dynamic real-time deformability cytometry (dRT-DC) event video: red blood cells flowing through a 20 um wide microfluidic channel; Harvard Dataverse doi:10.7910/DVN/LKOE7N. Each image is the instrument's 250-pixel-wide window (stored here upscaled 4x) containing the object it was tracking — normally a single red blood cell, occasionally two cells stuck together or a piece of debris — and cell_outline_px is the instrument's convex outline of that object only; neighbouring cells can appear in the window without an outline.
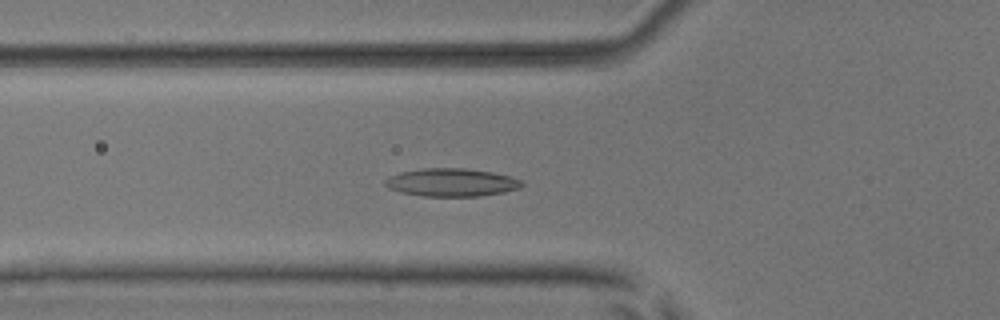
{"species": "common noctule bat (a hibernating species)", "species_latin": "Nyctalus noctula", "temperature_condition": "room temperature", "stored_images_in_passage": 40, "camera_frame_rate_fps": 3000, "um_per_image_px": 0.085, "animal": {"sex": "male", "body_mass_g": 17.9, "forearm_length_mm": 54.2}, "frame": {"image": 1, "passage_image": 6, "time_ms": 1.667, "image_size_px": [1000, 320], "cell_outline_px": [[524, 184], [520, 188], [504, 192], [480, 196], [424, 196], [400, 192], [388, 188], [384, 184], [384, 180], [388, 176], [400, 172], [420, 168], [464, 168], [492, 172], [508, 176], [520, 180]], "centroid_in_image_um": [38.34, 15.5], "position_along_channel_um": 87.5, "area_um2": 22.37}}
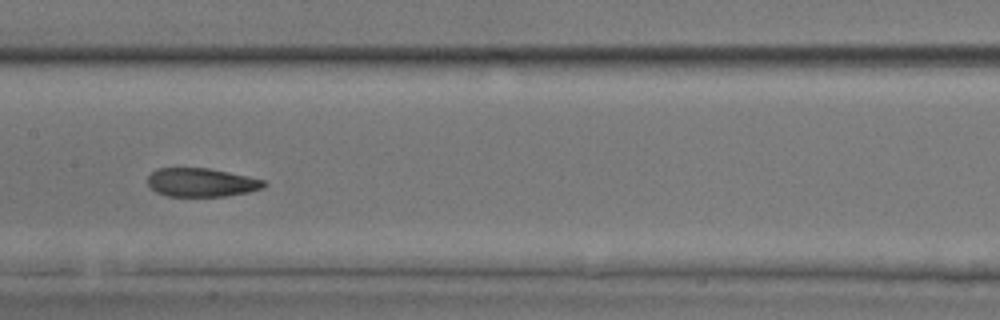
{"frame": {"image": 2, "passage_image": 14, "time_ms": 4.333, "image_size_px": [1000, 320], "cell_outline_px": [[268, 184], [264, 188], [248, 192], [224, 196], [168, 196], [156, 192], [148, 184], [148, 176], [152, 172], [160, 168], [208, 168], [248, 176], [264, 180]], "centroid_in_image_um": [17.15, 15.51], "position_along_channel_um": 190.3, "area_um2": 19.31}}
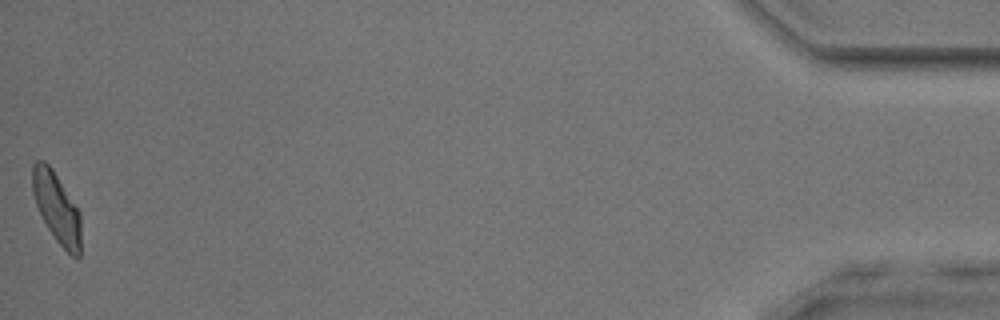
{"frame": {"image": 3, "passage_image": 40, "time_ms": 13.0, "image_size_px": [1000, 320], "cell_outline_px": [[80, 256], [72, 256], [56, 240], [48, 228], [36, 204], [32, 192], [32, 164], [36, 160], [44, 160], [52, 168], [80, 212]], "centroid_in_image_um": [4.8, 17.61], "position_along_channel_um": 430.4, "area_um2": 19.59}, "authors_computed_cell_mechanics": {"area_um2": 19.9988, "velocity_mm_per_s": 3.8631, "shape_relaxation_time_tau1_ms": 5.414, "shape_relaxation_time_tau2_ms": 2.6598, "deformation_change_tau1": 0.144, "deformation_change_tau2": 0.0736}}